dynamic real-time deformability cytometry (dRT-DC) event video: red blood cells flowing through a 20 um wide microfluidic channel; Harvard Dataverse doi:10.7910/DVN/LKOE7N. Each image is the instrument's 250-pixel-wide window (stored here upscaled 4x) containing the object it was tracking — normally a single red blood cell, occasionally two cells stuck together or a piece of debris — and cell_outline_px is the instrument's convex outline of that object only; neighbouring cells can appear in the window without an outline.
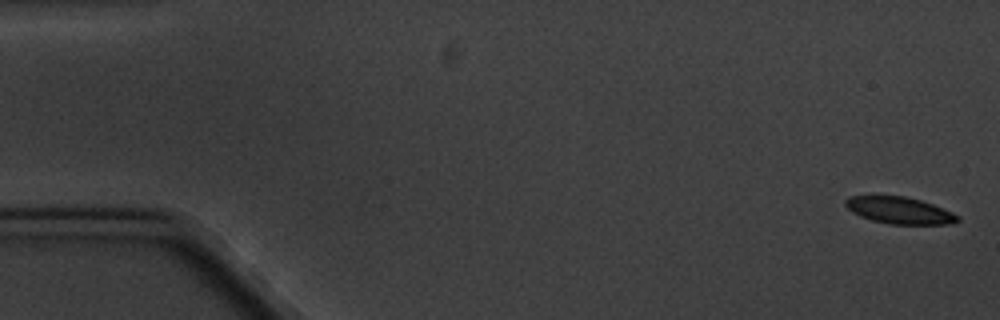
{"species": "common noctule bat (a hibernating species)", "species_latin": "Nyctalus noctula", "temperature_condition": "cold", "stored_images_in_passage": 5, "camera_frame_rate_fps": 3000, "um_per_image_px": 0.085, "animal": {"sex": "male", "body_mass_g": 20.1, "forearm_length_mm": 53.5}, "frame": {"image": 1, "passage_image": 1, "time_ms": 0.0, "image_size_px": [1000, 320], "cell_outline_px": [[960, 220], [948, 224], [888, 224], [872, 220], [860, 216], [852, 212], [844, 204], [844, 200], [848, 196], [904, 196], [920, 200], [932, 204], [952, 212], [960, 216]], "centroid_in_image_um": [76.44, 17.88], "position_along_channel_um": 8.6, "area_um2": 17.46}}
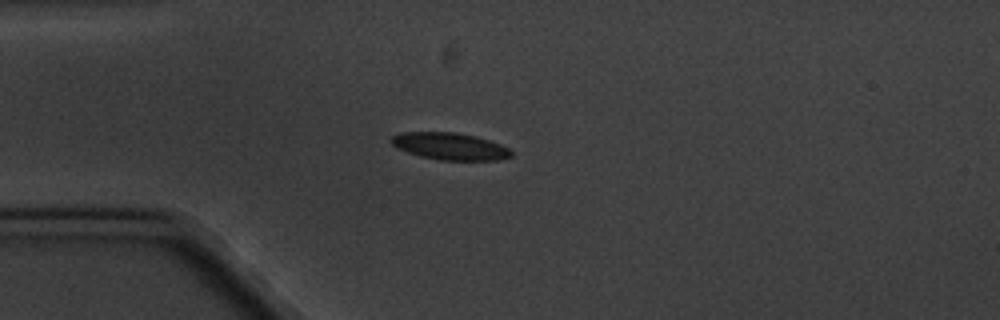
{"frame": {"image": 2, "passage_image": 5, "time_ms": 4.667, "image_size_px": [1000, 320], "cell_outline_px": [[512, 156], [496, 160], [440, 160], [420, 156], [396, 148], [388, 140], [392, 136], [400, 132], [456, 132], [476, 136], [500, 144], [508, 148], [512, 152]], "centroid_in_image_um": [38.2, 12.42], "position_along_channel_um": 46.8, "area_um2": 18.96}}